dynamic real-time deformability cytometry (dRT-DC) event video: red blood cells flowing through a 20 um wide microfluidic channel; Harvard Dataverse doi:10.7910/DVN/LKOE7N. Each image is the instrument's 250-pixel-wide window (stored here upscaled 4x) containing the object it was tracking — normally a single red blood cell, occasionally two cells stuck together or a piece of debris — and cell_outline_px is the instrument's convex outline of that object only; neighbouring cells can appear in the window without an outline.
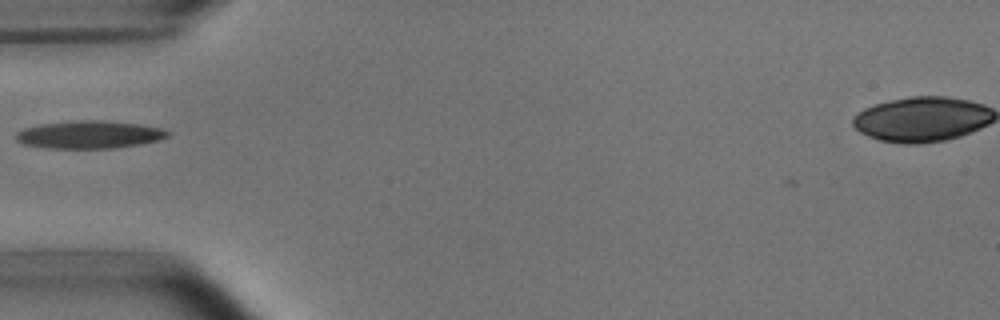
{"species": "common noctule bat (a hibernating species)", "species_latin": "Nyctalus noctula", "temperature_condition": "room temperature", "stored_images_in_passage": 36, "camera_frame_rate_fps": 3000, "um_per_image_px": 0.085, "animal": {"sex": "male", "body_mass_g": 15.6}, "frame": {"image": 1, "passage_image": 1, "time_ms": 0.0, "image_size_px": [1000, 320], "cell_outline_px": [[172, 132], [168, 136], [160, 140], [140, 144], [116, 148], [48, 148], [24, 144], [16, 140], [16, 132], [24, 128], [40, 124], [72, 120], [100, 120], [136, 124], [164, 128]], "centroid_in_image_um": [7.62, 11.44], "position_along_channel_um": 77.4, "area_um2": 24.62}}
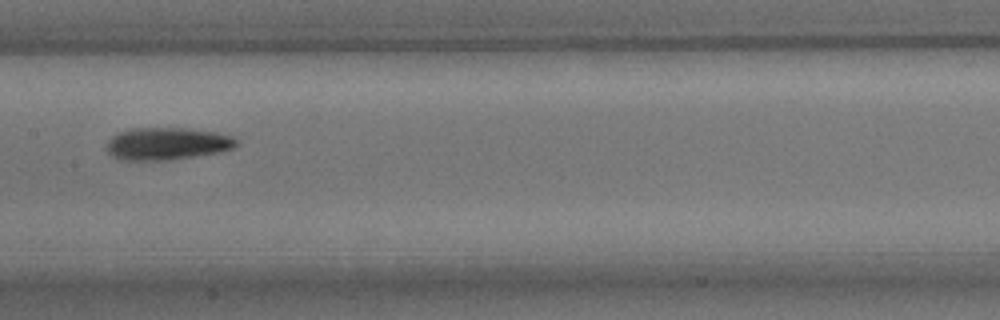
{"frame": {"image": 2, "passage_image": 10, "time_ms": 3.0, "image_size_px": [1000, 320], "cell_outline_px": [[240, 144], [236, 148], [220, 152], [168, 160], [120, 160], [112, 156], [108, 152], [108, 140], [112, 136], [120, 132], [132, 128], [188, 128], [216, 132], [232, 136], [240, 140]], "centroid_in_image_um": [14.27, 12.21], "position_along_channel_um": 193.1, "area_um2": 24.68}}
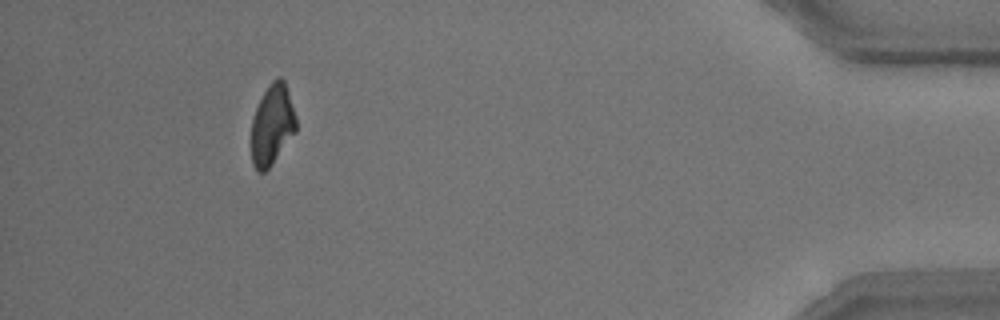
{"frame": {"image": 3, "passage_image": 32, "time_ms": 10.333, "image_size_px": [1000, 320], "cell_outline_px": [[296, 132], [272, 164], [264, 172], [260, 172], [252, 164], [252, 120], [256, 108], [268, 84], [276, 76], [280, 76], [284, 80], [288, 92], [296, 120]], "centroid_in_image_um": [23.14, 10.59], "position_along_channel_um": 412.1, "area_um2": 20.75}}